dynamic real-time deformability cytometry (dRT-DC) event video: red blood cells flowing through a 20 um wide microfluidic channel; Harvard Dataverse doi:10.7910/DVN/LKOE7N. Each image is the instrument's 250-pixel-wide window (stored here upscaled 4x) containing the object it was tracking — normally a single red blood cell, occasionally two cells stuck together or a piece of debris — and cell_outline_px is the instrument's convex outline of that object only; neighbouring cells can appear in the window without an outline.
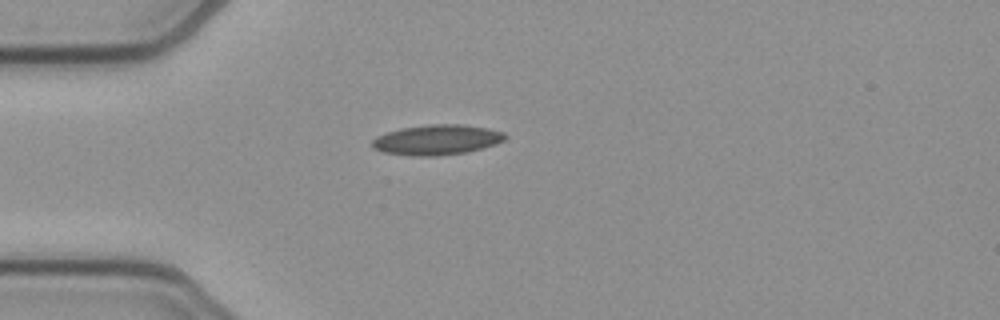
{"species": "common noctule bat (a hibernating species)", "species_latin": "Nyctalus noctula", "temperature_condition": "cold", "stored_images_in_passage": 39, "camera_frame_rate_fps": 3000, "um_per_image_px": 0.085, "animal": {"sex": "female", "body_mass_g": 21.9}, "frame": {"image": 1, "passage_image": 1, "time_ms": 0.0, "image_size_px": [1000, 320], "cell_outline_px": [[508, 136], [504, 140], [496, 144], [468, 152], [436, 156], [412, 156], [384, 152], [372, 148], [372, 140], [376, 136], [400, 128], [432, 124], [460, 124], [488, 128], [504, 132]], "centroid_in_image_um": [37.15, 11.88], "position_along_channel_um": 47.9, "area_um2": 23.47}}
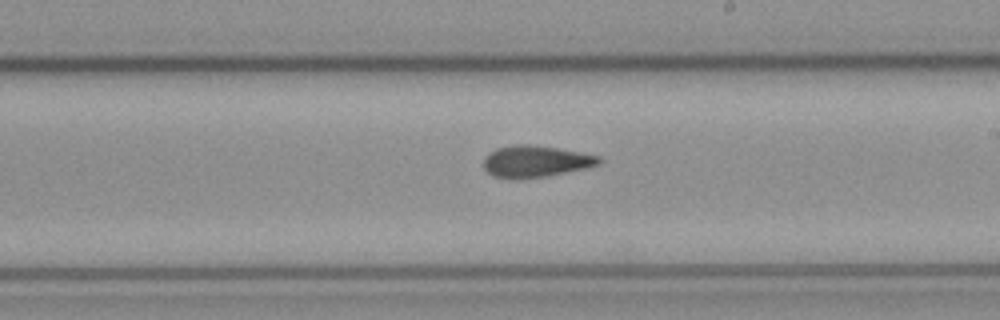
{"frame": {"image": 2, "passage_image": 17, "time_ms": 5.333, "image_size_px": [1000, 320], "cell_outline_px": [[604, 160], [600, 164], [584, 168], [544, 176], [516, 180], [512, 180], [492, 176], [484, 168], [484, 160], [488, 152], [496, 148], [516, 144], [528, 144], [556, 148], [580, 152], [600, 156]], "centroid_in_image_um": [45.49, 13.72], "position_along_channel_um": 243.5, "area_um2": 21.33}}
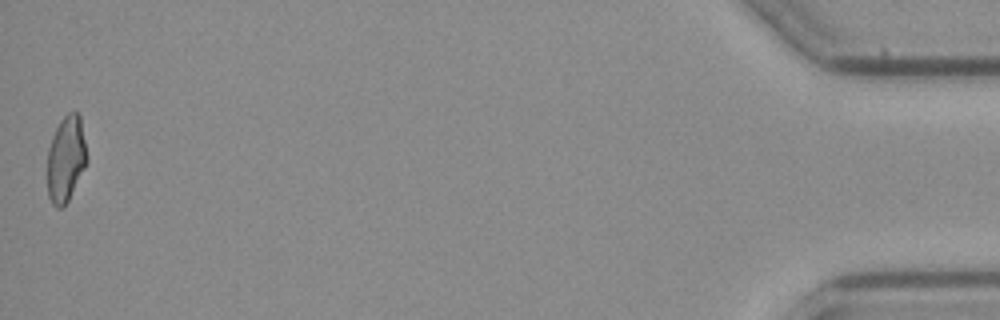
{"frame": {"image": 3, "passage_image": 39, "time_ms": 12.667, "image_size_px": [1000, 320], "cell_outline_px": [[88, 160], [64, 208], [56, 208], [52, 204], [48, 196], [48, 148], [52, 136], [60, 120], [68, 112], [76, 112], [80, 116], [88, 156]], "centroid_in_image_um": [5.61, 13.51], "position_along_channel_um": 429.6, "area_um2": 19.83}, "authors_computed_cell_mechanics": {"area_um2": 20.8658, "velocity_mm_per_s": 3.9158, "shape_relaxation_time_tau1_ms": null, "shape_relaxation_time_tau2_ms": 4.0696, "deformation_change_tau1": null, "deformation_change_tau2": 0.1186}}